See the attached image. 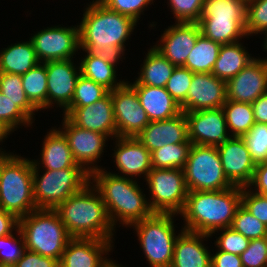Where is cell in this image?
I'll list each match as a JSON object with an SVG mask.
<instances>
[{
	"instance_id": "cell-1",
	"label": "cell",
	"mask_w": 267,
	"mask_h": 267,
	"mask_svg": "<svg viewBox=\"0 0 267 267\" xmlns=\"http://www.w3.org/2000/svg\"><path fill=\"white\" fill-rule=\"evenodd\" d=\"M85 10L79 25L80 48L93 54L122 57L125 51L124 44L137 22L108 9L101 2L95 3L94 0Z\"/></svg>"
},
{
	"instance_id": "cell-2",
	"label": "cell",
	"mask_w": 267,
	"mask_h": 267,
	"mask_svg": "<svg viewBox=\"0 0 267 267\" xmlns=\"http://www.w3.org/2000/svg\"><path fill=\"white\" fill-rule=\"evenodd\" d=\"M242 187L233 186L218 191H188L181 215L186 231L206 235L229 228L241 205Z\"/></svg>"
},
{
	"instance_id": "cell-3",
	"label": "cell",
	"mask_w": 267,
	"mask_h": 267,
	"mask_svg": "<svg viewBox=\"0 0 267 267\" xmlns=\"http://www.w3.org/2000/svg\"><path fill=\"white\" fill-rule=\"evenodd\" d=\"M90 184L100 194L114 228L117 219L120 224L129 227L153 214L146 195H143L136 180L130 177H122L99 167L90 173Z\"/></svg>"
},
{
	"instance_id": "cell-4",
	"label": "cell",
	"mask_w": 267,
	"mask_h": 267,
	"mask_svg": "<svg viewBox=\"0 0 267 267\" xmlns=\"http://www.w3.org/2000/svg\"><path fill=\"white\" fill-rule=\"evenodd\" d=\"M96 192V193H95ZM55 210L73 237L113 241L115 231L98 191L88 183L80 192L60 203Z\"/></svg>"
},
{
	"instance_id": "cell-5",
	"label": "cell",
	"mask_w": 267,
	"mask_h": 267,
	"mask_svg": "<svg viewBox=\"0 0 267 267\" xmlns=\"http://www.w3.org/2000/svg\"><path fill=\"white\" fill-rule=\"evenodd\" d=\"M0 208L18 219L37 209L32 160L10 153L0 155Z\"/></svg>"
},
{
	"instance_id": "cell-6",
	"label": "cell",
	"mask_w": 267,
	"mask_h": 267,
	"mask_svg": "<svg viewBox=\"0 0 267 267\" xmlns=\"http://www.w3.org/2000/svg\"><path fill=\"white\" fill-rule=\"evenodd\" d=\"M18 228L24 238L25 249L58 261L73 238L55 209H35L19 218Z\"/></svg>"
},
{
	"instance_id": "cell-7",
	"label": "cell",
	"mask_w": 267,
	"mask_h": 267,
	"mask_svg": "<svg viewBox=\"0 0 267 267\" xmlns=\"http://www.w3.org/2000/svg\"><path fill=\"white\" fill-rule=\"evenodd\" d=\"M32 162L33 197L37 208L55 209L90 183V173L84 168L46 170L39 177L40 163L36 160Z\"/></svg>"
},
{
	"instance_id": "cell-8",
	"label": "cell",
	"mask_w": 267,
	"mask_h": 267,
	"mask_svg": "<svg viewBox=\"0 0 267 267\" xmlns=\"http://www.w3.org/2000/svg\"><path fill=\"white\" fill-rule=\"evenodd\" d=\"M173 218L174 214L153 213L132 225L151 267H170L172 264L174 245L178 237Z\"/></svg>"
},
{
	"instance_id": "cell-9",
	"label": "cell",
	"mask_w": 267,
	"mask_h": 267,
	"mask_svg": "<svg viewBox=\"0 0 267 267\" xmlns=\"http://www.w3.org/2000/svg\"><path fill=\"white\" fill-rule=\"evenodd\" d=\"M183 171L188 191H218L233 187L223 172L216 146L192 144Z\"/></svg>"
},
{
	"instance_id": "cell-10",
	"label": "cell",
	"mask_w": 267,
	"mask_h": 267,
	"mask_svg": "<svg viewBox=\"0 0 267 267\" xmlns=\"http://www.w3.org/2000/svg\"><path fill=\"white\" fill-rule=\"evenodd\" d=\"M146 181L152 197L148 203L153 213H181L188 194L183 169L152 168Z\"/></svg>"
},
{
	"instance_id": "cell-11",
	"label": "cell",
	"mask_w": 267,
	"mask_h": 267,
	"mask_svg": "<svg viewBox=\"0 0 267 267\" xmlns=\"http://www.w3.org/2000/svg\"><path fill=\"white\" fill-rule=\"evenodd\" d=\"M111 92L114 118L119 137H137L150 123L136 90L126 81Z\"/></svg>"
},
{
	"instance_id": "cell-12",
	"label": "cell",
	"mask_w": 267,
	"mask_h": 267,
	"mask_svg": "<svg viewBox=\"0 0 267 267\" xmlns=\"http://www.w3.org/2000/svg\"><path fill=\"white\" fill-rule=\"evenodd\" d=\"M30 40L39 62L72 59L75 52L80 49L79 26L47 27Z\"/></svg>"
},
{
	"instance_id": "cell-13",
	"label": "cell",
	"mask_w": 267,
	"mask_h": 267,
	"mask_svg": "<svg viewBox=\"0 0 267 267\" xmlns=\"http://www.w3.org/2000/svg\"><path fill=\"white\" fill-rule=\"evenodd\" d=\"M63 120V130L59 128V131L67 139L74 160L89 173L97 170L98 167L93 164L97 162L102 152H104L103 150L106 147L105 143L108 136L79 128L66 116H64ZM91 165L93 166L91 167Z\"/></svg>"
},
{
	"instance_id": "cell-14",
	"label": "cell",
	"mask_w": 267,
	"mask_h": 267,
	"mask_svg": "<svg viewBox=\"0 0 267 267\" xmlns=\"http://www.w3.org/2000/svg\"><path fill=\"white\" fill-rule=\"evenodd\" d=\"M188 124V138L192 144L219 146L231 137L221 108L184 112Z\"/></svg>"
},
{
	"instance_id": "cell-15",
	"label": "cell",
	"mask_w": 267,
	"mask_h": 267,
	"mask_svg": "<svg viewBox=\"0 0 267 267\" xmlns=\"http://www.w3.org/2000/svg\"><path fill=\"white\" fill-rule=\"evenodd\" d=\"M225 176L233 186L248 187L251 183L255 162L242 137H230L217 146Z\"/></svg>"
},
{
	"instance_id": "cell-16",
	"label": "cell",
	"mask_w": 267,
	"mask_h": 267,
	"mask_svg": "<svg viewBox=\"0 0 267 267\" xmlns=\"http://www.w3.org/2000/svg\"><path fill=\"white\" fill-rule=\"evenodd\" d=\"M63 112L64 116L79 128L102 133L112 138L117 137L111 92L94 104L67 107Z\"/></svg>"
},
{
	"instance_id": "cell-17",
	"label": "cell",
	"mask_w": 267,
	"mask_h": 267,
	"mask_svg": "<svg viewBox=\"0 0 267 267\" xmlns=\"http://www.w3.org/2000/svg\"><path fill=\"white\" fill-rule=\"evenodd\" d=\"M267 93V62L253 59L236 76L226 82V99L253 103Z\"/></svg>"
},
{
	"instance_id": "cell-18",
	"label": "cell",
	"mask_w": 267,
	"mask_h": 267,
	"mask_svg": "<svg viewBox=\"0 0 267 267\" xmlns=\"http://www.w3.org/2000/svg\"><path fill=\"white\" fill-rule=\"evenodd\" d=\"M226 102V82L212 73H194L183 112L221 108Z\"/></svg>"
},
{
	"instance_id": "cell-19",
	"label": "cell",
	"mask_w": 267,
	"mask_h": 267,
	"mask_svg": "<svg viewBox=\"0 0 267 267\" xmlns=\"http://www.w3.org/2000/svg\"><path fill=\"white\" fill-rule=\"evenodd\" d=\"M72 61L68 59L44 62L48 80L47 108L56 103L65 110L71 104L81 74L80 67L75 68L76 65L74 66Z\"/></svg>"
},
{
	"instance_id": "cell-20",
	"label": "cell",
	"mask_w": 267,
	"mask_h": 267,
	"mask_svg": "<svg viewBox=\"0 0 267 267\" xmlns=\"http://www.w3.org/2000/svg\"><path fill=\"white\" fill-rule=\"evenodd\" d=\"M200 34L198 23L177 22L165 29L161 43L153 47L175 66H183Z\"/></svg>"
},
{
	"instance_id": "cell-21",
	"label": "cell",
	"mask_w": 267,
	"mask_h": 267,
	"mask_svg": "<svg viewBox=\"0 0 267 267\" xmlns=\"http://www.w3.org/2000/svg\"><path fill=\"white\" fill-rule=\"evenodd\" d=\"M151 153L176 143H191L188 138L187 119L182 111L177 116L150 123L136 137Z\"/></svg>"
},
{
	"instance_id": "cell-22",
	"label": "cell",
	"mask_w": 267,
	"mask_h": 267,
	"mask_svg": "<svg viewBox=\"0 0 267 267\" xmlns=\"http://www.w3.org/2000/svg\"><path fill=\"white\" fill-rule=\"evenodd\" d=\"M111 241L98 238H72L61 256L59 267H100L102 256L112 249Z\"/></svg>"
},
{
	"instance_id": "cell-23",
	"label": "cell",
	"mask_w": 267,
	"mask_h": 267,
	"mask_svg": "<svg viewBox=\"0 0 267 267\" xmlns=\"http://www.w3.org/2000/svg\"><path fill=\"white\" fill-rule=\"evenodd\" d=\"M114 162L122 177L144 175L145 180L152 167L151 152L135 137H116Z\"/></svg>"
},
{
	"instance_id": "cell-24",
	"label": "cell",
	"mask_w": 267,
	"mask_h": 267,
	"mask_svg": "<svg viewBox=\"0 0 267 267\" xmlns=\"http://www.w3.org/2000/svg\"><path fill=\"white\" fill-rule=\"evenodd\" d=\"M210 235L182 230L175 241L170 267H211V254L203 245Z\"/></svg>"
},
{
	"instance_id": "cell-25",
	"label": "cell",
	"mask_w": 267,
	"mask_h": 267,
	"mask_svg": "<svg viewBox=\"0 0 267 267\" xmlns=\"http://www.w3.org/2000/svg\"><path fill=\"white\" fill-rule=\"evenodd\" d=\"M130 85L136 90L140 104L150 121L170 119L182 112L165 87L140 85L137 81Z\"/></svg>"
},
{
	"instance_id": "cell-26",
	"label": "cell",
	"mask_w": 267,
	"mask_h": 267,
	"mask_svg": "<svg viewBox=\"0 0 267 267\" xmlns=\"http://www.w3.org/2000/svg\"><path fill=\"white\" fill-rule=\"evenodd\" d=\"M87 55L80 62L81 75L93 80L113 91L115 88L122 86L125 81H116L115 65L119 59L118 55L112 54H93L85 51ZM117 83V84H116Z\"/></svg>"
},
{
	"instance_id": "cell-27",
	"label": "cell",
	"mask_w": 267,
	"mask_h": 267,
	"mask_svg": "<svg viewBox=\"0 0 267 267\" xmlns=\"http://www.w3.org/2000/svg\"><path fill=\"white\" fill-rule=\"evenodd\" d=\"M41 162L45 170L83 168L74 160L67 139L56 129H51L42 144Z\"/></svg>"
},
{
	"instance_id": "cell-28",
	"label": "cell",
	"mask_w": 267,
	"mask_h": 267,
	"mask_svg": "<svg viewBox=\"0 0 267 267\" xmlns=\"http://www.w3.org/2000/svg\"><path fill=\"white\" fill-rule=\"evenodd\" d=\"M253 59L241 43L221 45L218 58L212 70L217 78L227 82L244 69Z\"/></svg>"
},
{
	"instance_id": "cell-29",
	"label": "cell",
	"mask_w": 267,
	"mask_h": 267,
	"mask_svg": "<svg viewBox=\"0 0 267 267\" xmlns=\"http://www.w3.org/2000/svg\"><path fill=\"white\" fill-rule=\"evenodd\" d=\"M39 63L31 40L15 43L0 52V72L24 75Z\"/></svg>"
},
{
	"instance_id": "cell-30",
	"label": "cell",
	"mask_w": 267,
	"mask_h": 267,
	"mask_svg": "<svg viewBox=\"0 0 267 267\" xmlns=\"http://www.w3.org/2000/svg\"><path fill=\"white\" fill-rule=\"evenodd\" d=\"M197 23L203 36L221 45L247 36L246 19H199Z\"/></svg>"
},
{
	"instance_id": "cell-31",
	"label": "cell",
	"mask_w": 267,
	"mask_h": 267,
	"mask_svg": "<svg viewBox=\"0 0 267 267\" xmlns=\"http://www.w3.org/2000/svg\"><path fill=\"white\" fill-rule=\"evenodd\" d=\"M143 64L136 81L152 87H165L176 67L154 47L148 51Z\"/></svg>"
},
{
	"instance_id": "cell-32",
	"label": "cell",
	"mask_w": 267,
	"mask_h": 267,
	"mask_svg": "<svg viewBox=\"0 0 267 267\" xmlns=\"http://www.w3.org/2000/svg\"><path fill=\"white\" fill-rule=\"evenodd\" d=\"M221 44L200 34L183 65L193 73H211L219 55Z\"/></svg>"
},
{
	"instance_id": "cell-33",
	"label": "cell",
	"mask_w": 267,
	"mask_h": 267,
	"mask_svg": "<svg viewBox=\"0 0 267 267\" xmlns=\"http://www.w3.org/2000/svg\"><path fill=\"white\" fill-rule=\"evenodd\" d=\"M22 85L27 99L37 109H47V74L45 63L39 62L24 75Z\"/></svg>"
},
{
	"instance_id": "cell-34",
	"label": "cell",
	"mask_w": 267,
	"mask_h": 267,
	"mask_svg": "<svg viewBox=\"0 0 267 267\" xmlns=\"http://www.w3.org/2000/svg\"><path fill=\"white\" fill-rule=\"evenodd\" d=\"M227 128L231 130V137H243L254 126V113L251 103L227 100L222 106Z\"/></svg>"
},
{
	"instance_id": "cell-35",
	"label": "cell",
	"mask_w": 267,
	"mask_h": 267,
	"mask_svg": "<svg viewBox=\"0 0 267 267\" xmlns=\"http://www.w3.org/2000/svg\"><path fill=\"white\" fill-rule=\"evenodd\" d=\"M243 0H204L199 19H246Z\"/></svg>"
},
{
	"instance_id": "cell-36",
	"label": "cell",
	"mask_w": 267,
	"mask_h": 267,
	"mask_svg": "<svg viewBox=\"0 0 267 267\" xmlns=\"http://www.w3.org/2000/svg\"><path fill=\"white\" fill-rule=\"evenodd\" d=\"M192 143L165 145L151 153L152 167L158 169H183Z\"/></svg>"
},
{
	"instance_id": "cell-37",
	"label": "cell",
	"mask_w": 267,
	"mask_h": 267,
	"mask_svg": "<svg viewBox=\"0 0 267 267\" xmlns=\"http://www.w3.org/2000/svg\"><path fill=\"white\" fill-rule=\"evenodd\" d=\"M0 92L13 101L31 120L38 111L27 99L21 75L0 72Z\"/></svg>"
},
{
	"instance_id": "cell-38",
	"label": "cell",
	"mask_w": 267,
	"mask_h": 267,
	"mask_svg": "<svg viewBox=\"0 0 267 267\" xmlns=\"http://www.w3.org/2000/svg\"><path fill=\"white\" fill-rule=\"evenodd\" d=\"M231 228L250 240L267 237V226L253 216L242 204L235 213Z\"/></svg>"
},
{
	"instance_id": "cell-39",
	"label": "cell",
	"mask_w": 267,
	"mask_h": 267,
	"mask_svg": "<svg viewBox=\"0 0 267 267\" xmlns=\"http://www.w3.org/2000/svg\"><path fill=\"white\" fill-rule=\"evenodd\" d=\"M110 91L104 86L80 74L71 104L68 107H83L94 104Z\"/></svg>"
},
{
	"instance_id": "cell-40",
	"label": "cell",
	"mask_w": 267,
	"mask_h": 267,
	"mask_svg": "<svg viewBox=\"0 0 267 267\" xmlns=\"http://www.w3.org/2000/svg\"><path fill=\"white\" fill-rule=\"evenodd\" d=\"M242 138L255 164L267 161V124L255 123Z\"/></svg>"
},
{
	"instance_id": "cell-41",
	"label": "cell",
	"mask_w": 267,
	"mask_h": 267,
	"mask_svg": "<svg viewBox=\"0 0 267 267\" xmlns=\"http://www.w3.org/2000/svg\"><path fill=\"white\" fill-rule=\"evenodd\" d=\"M193 74L184 66H176L165 85V89L179 106L186 100Z\"/></svg>"
},
{
	"instance_id": "cell-42",
	"label": "cell",
	"mask_w": 267,
	"mask_h": 267,
	"mask_svg": "<svg viewBox=\"0 0 267 267\" xmlns=\"http://www.w3.org/2000/svg\"><path fill=\"white\" fill-rule=\"evenodd\" d=\"M19 239L12 234L0 237V266L12 267L21 257L25 250L24 238L19 228L15 230ZM20 240V241H19ZM7 250H6V249Z\"/></svg>"
},
{
	"instance_id": "cell-43",
	"label": "cell",
	"mask_w": 267,
	"mask_h": 267,
	"mask_svg": "<svg viewBox=\"0 0 267 267\" xmlns=\"http://www.w3.org/2000/svg\"><path fill=\"white\" fill-rule=\"evenodd\" d=\"M0 122L13 132L18 126L29 127L31 120L16 104L0 92Z\"/></svg>"
},
{
	"instance_id": "cell-44",
	"label": "cell",
	"mask_w": 267,
	"mask_h": 267,
	"mask_svg": "<svg viewBox=\"0 0 267 267\" xmlns=\"http://www.w3.org/2000/svg\"><path fill=\"white\" fill-rule=\"evenodd\" d=\"M245 29L247 36L267 30V0L247 2Z\"/></svg>"
},
{
	"instance_id": "cell-45",
	"label": "cell",
	"mask_w": 267,
	"mask_h": 267,
	"mask_svg": "<svg viewBox=\"0 0 267 267\" xmlns=\"http://www.w3.org/2000/svg\"><path fill=\"white\" fill-rule=\"evenodd\" d=\"M204 0H169L172 14L177 22L197 23Z\"/></svg>"
},
{
	"instance_id": "cell-46",
	"label": "cell",
	"mask_w": 267,
	"mask_h": 267,
	"mask_svg": "<svg viewBox=\"0 0 267 267\" xmlns=\"http://www.w3.org/2000/svg\"><path fill=\"white\" fill-rule=\"evenodd\" d=\"M219 231H222V234L215 241V246L219 250L240 256L248 248L250 239L245 238L231 227Z\"/></svg>"
},
{
	"instance_id": "cell-47",
	"label": "cell",
	"mask_w": 267,
	"mask_h": 267,
	"mask_svg": "<svg viewBox=\"0 0 267 267\" xmlns=\"http://www.w3.org/2000/svg\"><path fill=\"white\" fill-rule=\"evenodd\" d=\"M240 257L243 267H267V237L251 239Z\"/></svg>"
},
{
	"instance_id": "cell-48",
	"label": "cell",
	"mask_w": 267,
	"mask_h": 267,
	"mask_svg": "<svg viewBox=\"0 0 267 267\" xmlns=\"http://www.w3.org/2000/svg\"><path fill=\"white\" fill-rule=\"evenodd\" d=\"M102 3L108 9L126 15L138 22L140 14L153 0H95Z\"/></svg>"
},
{
	"instance_id": "cell-49",
	"label": "cell",
	"mask_w": 267,
	"mask_h": 267,
	"mask_svg": "<svg viewBox=\"0 0 267 267\" xmlns=\"http://www.w3.org/2000/svg\"><path fill=\"white\" fill-rule=\"evenodd\" d=\"M248 187H242L241 204L258 220L267 226V195L248 191Z\"/></svg>"
},
{
	"instance_id": "cell-50",
	"label": "cell",
	"mask_w": 267,
	"mask_h": 267,
	"mask_svg": "<svg viewBox=\"0 0 267 267\" xmlns=\"http://www.w3.org/2000/svg\"><path fill=\"white\" fill-rule=\"evenodd\" d=\"M12 267H59V261L25 249L22 257Z\"/></svg>"
},
{
	"instance_id": "cell-51",
	"label": "cell",
	"mask_w": 267,
	"mask_h": 267,
	"mask_svg": "<svg viewBox=\"0 0 267 267\" xmlns=\"http://www.w3.org/2000/svg\"><path fill=\"white\" fill-rule=\"evenodd\" d=\"M255 186V193L267 195V161L256 164L253 178L248 188L252 189Z\"/></svg>"
},
{
	"instance_id": "cell-52",
	"label": "cell",
	"mask_w": 267,
	"mask_h": 267,
	"mask_svg": "<svg viewBox=\"0 0 267 267\" xmlns=\"http://www.w3.org/2000/svg\"><path fill=\"white\" fill-rule=\"evenodd\" d=\"M211 267H243L241 257L218 249L211 255Z\"/></svg>"
},
{
	"instance_id": "cell-53",
	"label": "cell",
	"mask_w": 267,
	"mask_h": 267,
	"mask_svg": "<svg viewBox=\"0 0 267 267\" xmlns=\"http://www.w3.org/2000/svg\"><path fill=\"white\" fill-rule=\"evenodd\" d=\"M18 222L19 219L13 213L0 208V237L12 234L13 229L18 228Z\"/></svg>"
},
{
	"instance_id": "cell-54",
	"label": "cell",
	"mask_w": 267,
	"mask_h": 267,
	"mask_svg": "<svg viewBox=\"0 0 267 267\" xmlns=\"http://www.w3.org/2000/svg\"><path fill=\"white\" fill-rule=\"evenodd\" d=\"M252 107L255 123L267 124V93L257 98Z\"/></svg>"
},
{
	"instance_id": "cell-55",
	"label": "cell",
	"mask_w": 267,
	"mask_h": 267,
	"mask_svg": "<svg viewBox=\"0 0 267 267\" xmlns=\"http://www.w3.org/2000/svg\"><path fill=\"white\" fill-rule=\"evenodd\" d=\"M11 133V131L6 128L1 122H0V142L3 141V139L5 140V138H7V135H9ZM2 149H0V155H6L8 153H4L3 151H1Z\"/></svg>"
},
{
	"instance_id": "cell-56",
	"label": "cell",
	"mask_w": 267,
	"mask_h": 267,
	"mask_svg": "<svg viewBox=\"0 0 267 267\" xmlns=\"http://www.w3.org/2000/svg\"><path fill=\"white\" fill-rule=\"evenodd\" d=\"M100 267H121L120 265L115 264L112 260L107 259Z\"/></svg>"
},
{
	"instance_id": "cell-57",
	"label": "cell",
	"mask_w": 267,
	"mask_h": 267,
	"mask_svg": "<svg viewBox=\"0 0 267 267\" xmlns=\"http://www.w3.org/2000/svg\"><path fill=\"white\" fill-rule=\"evenodd\" d=\"M262 34L264 33L265 35H266V37H265V43H264V49H266V51H267V30H264V31H262L261 32ZM261 60H264L265 62H267V59H261Z\"/></svg>"
}]
</instances>
